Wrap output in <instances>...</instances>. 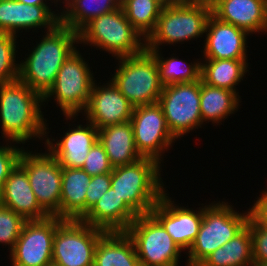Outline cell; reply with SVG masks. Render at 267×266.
I'll return each instance as SVG.
<instances>
[{"instance_id":"ac0fdd59","label":"cell","mask_w":267,"mask_h":266,"mask_svg":"<svg viewBox=\"0 0 267 266\" xmlns=\"http://www.w3.org/2000/svg\"><path fill=\"white\" fill-rule=\"evenodd\" d=\"M202 59L248 60L247 36L249 34L211 14L205 32Z\"/></svg>"},{"instance_id":"ffe728a7","label":"cell","mask_w":267,"mask_h":266,"mask_svg":"<svg viewBox=\"0 0 267 266\" xmlns=\"http://www.w3.org/2000/svg\"><path fill=\"white\" fill-rule=\"evenodd\" d=\"M0 205L13 210L26 220H42L50 216L38 203L27 173L19 163L4 182L0 192Z\"/></svg>"},{"instance_id":"8d00e7d4","label":"cell","mask_w":267,"mask_h":266,"mask_svg":"<svg viewBox=\"0 0 267 266\" xmlns=\"http://www.w3.org/2000/svg\"><path fill=\"white\" fill-rule=\"evenodd\" d=\"M111 185V173L91 176L86 191V214L94 204L108 191Z\"/></svg>"},{"instance_id":"2e32d148","label":"cell","mask_w":267,"mask_h":266,"mask_svg":"<svg viewBox=\"0 0 267 266\" xmlns=\"http://www.w3.org/2000/svg\"><path fill=\"white\" fill-rule=\"evenodd\" d=\"M104 85H92L89 102L84 110L86 121L98 130L109 125L122 124L130 121L134 106L109 80Z\"/></svg>"},{"instance_id":"b9f144b4","label":"cell","mask_w":267,"mask_h":266,"mask_svg":"<svg viewBox=\"0 0 267 266\" xmlns=\"http://www.w3.org/2000/svg\"><path fill=\"white\" fill-rule=\"evenodd\" d=\"M253 266H267V263H254Z\"/></svg>"},{"instance_id":"6da1fadb","label":"cell","mask_w":267,"mask_h":266,"mask_svg":"<svg viewBox=\"0 0 267 266\" xmlns=\"http://www.w3.org/2000/svg\"><path fill=\"white\" fill-rule=\"evenodd\" d=\"M43 97L19 79L0 84V126L5 141L27 143L49 136L43 111Z\"/></svg>"},{"instance_id":"4fadbf2b","label":"cell","mask_w":267,"mask_h":266,"mask_svg":"<svg viewBox=\"0 0 267 266\" xmlns=\"http://www.w3.org/2000/svg\"><path fill=\"white\" fill-rule=\"evenodd\" d=\"M130 122L139 154L156 160L160 165L165 163L164 152L170 150L177 140L167 127L161 105L157 102L134 107Z\"/></svg>"},{"instance_id":"9c48e42d","label":"cell","mask_w":267,"mask_h":266,"mask_svg":"<svg viewBox=\"0 0 267 266\" xmlns=\"http://www.w3.org/2000/svg\"><path fill=\"white\" fill-rule=\"evenodd\" d=\"M125 232L134 243L140 266H179L182 249L151 213L138 215Z\"/></svg>"},{"instance_id":"277c9868","label":"cell","mask_w":267,"mask_h":266,"mask_svg":"<svg viewBox=\"0 0 267 266\" xmlns=\"http://www.w3.org/2000/svg\"><path fill=\"white\" fill-rule=\"evenodd\" d=\"M215 202L212 201L211 204L203 206V219L198 235L189 250L184 252L188 256L185 266H198L208 255L222 247L247 226L248 210L241 213L235 211L234 206L226 200Z\"/></svg>"},{"instance_id":"4316f807","label":"cell","mask_w":267,"mask_h":266,"mask_svg":"<svg viewBox=\"0 0 267 266\" xmlns=\"http://www.w3.org/2000/svg\"><path fill=\"white\" fill-rule=\"evenodd\" d=\"M248 60L205 59L201 61L200 79L207 85L238 92L237 85L249 73ZM205 62V63H204Z\"/></svg>"},{"instance_id":"f1b7e54d","label":"cell","mask_w":267,"mask_h":266,"mask_svg":"<svg viewBox=\"0 0 267 266\" xmlns=\"http://www.w3.org/2000/svg\"><path fill=\"white\" fill-rule=\"evenodd\" d=\"M251 231L246 226L198 266H253Z\"/></svg>"},{"instance_id":"ba28073f","label":"cell","mask_w":267,"mask_h":266,"mask_svg":"<svg viewBox=\"0 0 267 266\" xmlns=\"http://www.w3.org/2000/svg\"><path fill=\"white\" fill-rule=\"evenodd\" d=\"M117 60L119 67H115L110 80L127 100L134 107L157 103L164 86L154 56L145 49L138 55Z\"/></svg>"},{"instance_id":"74e56055","label":"cell","mask_w":267,"mask_h":266,"mask_svg":"<svg viewBox=\"0 0 267 266\" xmlns=\"http://www.w3.org/2000/svg\"><path fill=\"white\" fill-rule=\"evenodd\" d=\"M249 211V218L257 225L267 228V188L261 191Z\"/></svg>"},{"instance_id":"e575fe53","label":"cell","mask_w":267,"mask_h":266,"mask_svg":"<svg viewBox=\"0 0 267 266\" xmlns=\"http://www.w3.org/2000/svg\"><path fill=\"white\" fill-rule=\"evenodd\" d=\"M5 142L7 145H0V192L3 189L4 182L8 178L10 171L18 163L20 154L24 149L23 146L21 148H19L18 145L16 146L18 143L12 141Z\"/></svg>"},{"instance_id":"836d02e7","label":"cell","mask_w":267,"mask_h":266,"mask_svg":"<svg viewBox=\"0 0 267 266\" xmlns=\"http://www.w3.org/2000/svg\"><path fill=\"white\" fill-rule=\"evenodd\" d=\"M81 169L90 176L112 172L113 167L110 165L108 156L99 140L90 148Z\"/></svg>"},{"instance_id":"7402d4cb","label":"cell","mask_w":267,"mask_h":266,"mask_svg":"<svg viewBox=\"0 0 267 266\" xmlns=\"http://www.w3.org/2000/svg\"><path fill=\"white\" fill-rule=\"evenodd\" d=\"M137 216L138 214L110 187L81 221L105 232H125Z\"/></svg>"},{"instance_id":"d590c367","label":"cell","mask_w":267,"mask_h":266,"mask_svg":"<svg viewBox=\"0 0 267 266\" xmlns=\"http://www.w3.org/2000/svg\"><path fill=\"white\" fill-rule=\"evenodd\" d=\"M247 226L251 231L253 262L267 263V228L255 224L250 218Z\"/></svg>"},{"instance_id":"7c38bea8","label":"cell","mask_w":267,"mask_h":266,"mask_svg":"<svg viewBox=\"0 0 267 266\" xmlns=\"http://www.w3.org/2000/svg\"><path fill=\"white\" fill-rule=\"evenodd\" d=\"M18 163L25 169L29 183L40 206L50 215L60 218L62 167L47 151L23 149Z\"/></svg>"},{"instance_id":"5bb4252c","label":"cell","mask_w":267,"mask_h":266,"mask_svg":"<svg viewBox=\"0 0 267 266\" xmlns=\"http://www.w3.org/2000/svg\"><path fill=\"white\" fill-rule=\"evenodd\" d=\"M63 221L56 216L27 220L9 252L11 266H47L52 263L55 231Z\"/></svg>"},{"instance_id":"9a60e30c","label":"cell","mask_w":267,"mask_h":266,"mask_svg":"<svg viewBox=\"0 0 267 266\" xmlns=\"http://www.w3.org/2000/svg\"><path fill=\"white\" fill-rule=\"evenodd\" d=\"M167 190L150 213L162 224L172 240L183 250L188 251L198 235L203 219V206L193 210L176 204ZM180 205V206H179Z\"/></svg>"},{"instance_id":"7a4b0ae2","label":"cell","mask_w":267,"mask_h":266,"mask_svg":"<svg viewBox=\"0 0 267 266\" xmlns=\"http://www.w3.org/2000/svg\"><path fill=\"white\" fill-rule=\"evenodd\" d=\"M42 36L27 58L20 61L18 79L43 97L63 63L77 49L79 34L58 23Z\"/></svg>"},{"instance_id":"e0dca14e","label":"cell","mask_w":267,"mask_h":266,"mask_svg":"<svg viewBox=\"0 0 267 266\" xmlns=\"http://www.w3.org/2000/svg\"><path fill=\"white\" fill-rule=\"evenodd\" d=\"M49 6H29L18 0H0V33L17 36L18 32L33 31V28H47L46 32L52 30L59 23L60 12L58 9L52 11Z\"/></svg>"},{"instance_id":"8fae6325","label":"cell","mask_w":267,"mask_h":266,"mask_svg":"<svg viewBox=\"0 0 267 266\" xmlns=\"http://www.w3.org/2000/svg\"><path fill=\"white\" fill-rule=\"evenodd\" d=\"M105 233L81 220H64L55 231L52 263L58 266H93L96 245Z\"/></svg>"},{"instance_id":"3957f363","label":"cell","mask_w":267,"mask_h":266,"mask_svg":"<svg viewBox=\"0 0 267 266\" xmlns=\"http://www.w3.org/2000/svg\"><path fill=\"white\" fill-rule=\"evenodd\" d=\"M161 170L156 160L142 157L134 163L114 167L110 187L138 215L147 214L166 191Z\"/></svg>"},{"instance_id":"603a6c76","label":"cell","mask_w":267,"mask_h":266,"mask_svg":"<svg viewBox=\"0 0 267 266\" xmlns=\"http://www.w3.org/2000/svg\"><path fill=\"white\" fill-rule=\"evenodd\" d=\"M98 140L113 168L134 163L142 158L135 146L134 132L130 121L99 129Z\"/></svg>"},{"instance_id":"5b68a950","label":"cell","mask_w":267,"mask_h":266,"mask_svg":"<svg viewBox=\"0 0 267 266\" xmlns=\"http://www.w3.org/2000/svg\"><path fill=\"white\" fill-rule=\"evenodd\" d=\"M79 44H87L120 58L146 49V40L126 18L122 7L92 19L79 32Z\"/></svg>"},{"instance_id":"ab89813d","label":"cell","mask_w":267,"mask_h":266,"mask_svg":"<svg viewBox=\"0 0 267 266\" xmlns=\"http://www.w3.org/2000/svg\"><path fill=\"white\" fill-rule=\"evenodd\" d=\"M189 3L198 4L212 9L220 0H185Z\"/></svg>"},{"instance_id":"1f68e13d","label":"cell","mask_w":267,"mask_h":266,"mask_svg":"<svg viewBox=\"0 0 267 266\" xmlns=\"http://www.w3.org/2000/svg\"><path fill=\"white\" fill-rule=\"evenodd\" d=\"M17 36L0 33V84L18 79L19 61H16ZM17 62V63H16Z\"/></svg>"},{"instance_id":"d4e9b609","label":"cell","mask_w":267,"mask_h":266,"mask_svg":"<svg viewBox=\"0 0 267 266\" xmlns=\"http://www.w3.org/2000/svg\"><path fill=\"white\" fill-rule=\"evenodd\" d=\"M93 266H140L135 246L126 232H106L95 248Z\"/></svg>"},{"instance_id":"7bdbcfd3","label":"cell","mask_w":267,"mask_h":266,"mask_svg":"<svg viewBox=\"0 0 267 266\" xmlns=\"http://www.w3.org/2000/svg\"><path fill=\"white\" fill-rule=\"evenodd\" d=\"M47 266H58V265H56V264H54V263H50V264H48Z\"/></svg>"},{"instance_id":"8992f818","label":"cell","mask_w":267,"mask_h":266,"mask_svg":"<svg viewBox=\"0 0 267 266\" xmlns=\"http://www.w3.org/2000/svg\"><path fill=\"white\" fill-rule=\"evenodd\" d=\"M90 70L80 50H75L63 63L52 87L43 96V105L54 98L60 106L65 120L77 121L75 118L85 110L95 82L94 73Z\"/></svg>"},{"instance_id":"f546056e","label":"cell","mask_w":267,"mask_h":266,"mask_svg":"<svg viewBox=\"0 0 267 266\" xmlns=\"http://www.w3.org/2000/svg\"><path fill=\"white\" fill-rule=\"evenodd\" d=\"M148 51L156 60L160 81L163 86L200 80L201 58L188 63L185 60L178 59V56H173L174 53L170 58H164L160 49Z\"/></svg>"},{"instance_id":"30bf717a","label":"cell","mask_w":267,"mask_h":266,"mask_svg":"<svg viewBox=\"0 0 267 266\" xmlns=\"http://www.w3.org/2000/svg\"><path fill=\"white\" fill-rule=\"evenodd\" d=\"M158 103L162 107L167 127L176 140L203 127L200 80L164 86Z\"/></svg>"},{"instance_id":"484cf974","label":"cell","mask_w":267,"mask_h":266,"mask_svg":"<svg viewBox=\"0 0 267 266\" xmlns=\"http://www.w3.org/2000/svg\"><path fill=\"white\" fill-rule=\"evenodd\" d=\"M240 103L239 92L213 87L200 79V110L203 123L212 122L217 126L222 124L228 116L238 111Z\"/></svg>"},{"instance_id":"4dcf8cb0","label":"cell","mask_w":267,"mask_h":266,"mask_svg":"<svg viewBox=\"0 0 267 266\" xmlns=\"http://www.w3.org/2000/svg\"><path fill=\"white\" fill-rule=\"evenodd\" d=\"M121 7L132 26L146 40L155 30L162 7L154 0H122Z\"/></svg>"},{"instance_id":"d6a6232c","label":"cell","mask_w":267,"mask_h":266,"mask_svg":"<svg viewBox=\"0 0 267 266\" xmlns=\"http://www.w3.org/2000/svg\"><path fill=\"white\" fill-rule=\"evenodd\" d=\"M27 220L11 209L0 205V244L11 252Z\"/></svg>"},{"instance_id":"52a82bcc","label":"cell","mask_w":267,"mask_h":266,"mask_svg":"<svg viewBox=\"0 0 267 266\" xmlns=\"http://www.w3.org/2000/svg\"><path fill=\"white\" fill-rule=\"evenodd\" d=\"M212 9L181 0L162 8L155 30L146 39V50L160 49L162 44H179L205 36Z\"/></svg>"},{"instance_id":"83f0119b","label":"cell","mask_w":267,"mask_h":266,"mask_svg":"<svg viewBox=\"0 0 267 266\" xmlns=\"http://www.w3.org/2000/svg\"><path fill=\"white\" fill-rule=\"evenodd\" d=\"M65 1V2H64ZM59 23L79 32L92 19L121 7L120 0H64Z\"/></svg>"},{"instance_id":"cb8c5ba5","label":"cell","mask_w":267,"mask_h":266,"mask_svg":"<svg viewBox=\"0 0 267 266\" xmlns=\"http://www.w3.org/2000/svg\"><path fill=\"white\" fill-rule=\"evenodd\" d=\"M91 176L81 168L62 167L60 219L81 220L86 215V191Z\"/></svg>"},{"instance_id":"60d3db41","label":"cell","mask_w":267,"mask_h":266,"mask_svg":"<svg viewBox=\"0 0 267 266\" xmlns=\"http://www.w3.org/2000/svg\"><path fill=\"white\" fill-rule=\"evenodd\" d=\"M157 2L162 8L173 6L179 3L181 0H154Z\"/></svg>"},{"instance_id":"f35d334b","label":"cell","mask_w":267,"mask_h":266,"mask_svg":"<svg viewBox=\"0 0 267 266\" xmlns=\"http://www.w3.org/2000/svg\"><path fill=\"white\" fill-rule=\"evenodd\" d=\"M19 2L25 3L26 5H48L54 2V4L59 5L57 2L62 0H18ZM50 1L51 3H49ZM48 2V3H47Z\"/></svg>"},{"instance_id":"44dd1931","label":"cell","mask_w":267,"mask_h":266,"mask_svg":"<svg viewBox=\"0 0 267 266\" xmlns=\"http://www.w3.org/2000/svg\"><path fill=\"white\" fill-rule=\"evenodd\" d=\"M212 14L249 35L267 32V0H220Z\"/></svg>"},{"instance_id":"d6986e66","label":"cell","mask_w":267,"mask_h":266,"mask_svg":"<svg viewBox=\"0 0 267 266\" xmlns=\"http://www.w3.org/2000/svg\"><path fill=\"white\" fill-rule=\"evenodd\" d=\"M87 123V124H86ZM67 130L60 139L45 137V147L61 167L82 168L90 148L98 140V129L90 122ZM54 142V143H53Z\"/></svg>"}]
</instances>
